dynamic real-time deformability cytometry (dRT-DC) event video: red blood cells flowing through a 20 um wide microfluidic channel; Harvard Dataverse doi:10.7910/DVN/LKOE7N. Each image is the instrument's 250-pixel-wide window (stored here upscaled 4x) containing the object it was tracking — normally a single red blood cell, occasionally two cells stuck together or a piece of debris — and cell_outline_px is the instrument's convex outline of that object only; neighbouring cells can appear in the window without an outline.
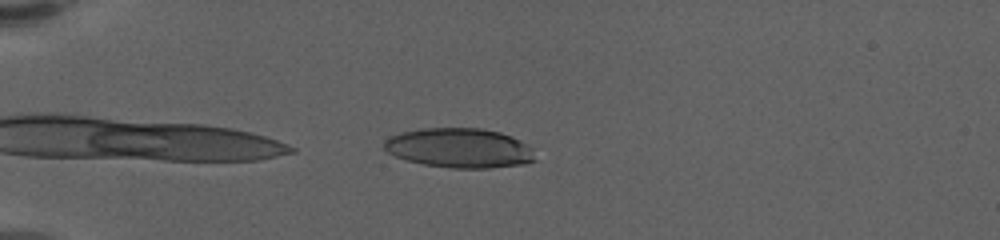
{"species": "human", "species_latin": "Homo sapiens", "temperature_condition": "warm", "stored_images_in_passage": 44, "camera_frame_rate_fps": 3000, "um_per_image_px": 0.085, "donor": {"sex": "female"}, "frame": {"image": 1, "passage_image": 2, "time_ms": 0.333, "image_size_px": [1000, 240], "cell_outline_px": [[536, 160], [524, 164], [488, 168], [452, 168], [424, 164], [408, 160], [396, 156], [388, 152], [384, 148], [384, 140], [400, 132], [424, 128], [480, 128], [500, 132], [512, 136], [528, 144], [532, 148]], "centroid_in_image_um": [39.09, 12.58], "position_along_channel_um": 45.9, "area_um2": 34.85}}
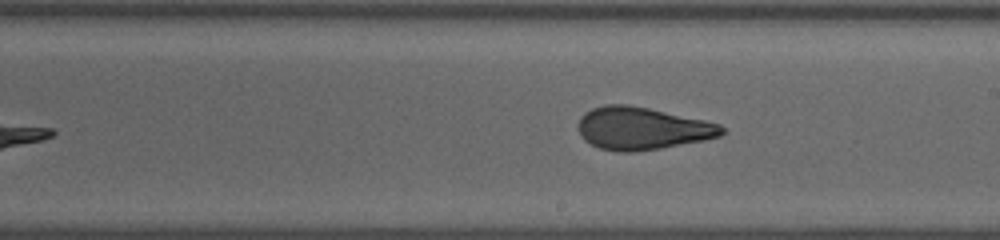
{"frame": {"image": 2, "passage_image": 21, "time_ms": 6.667, "image_size_px": [1000, 240], "cell_outline_px": [[724, 132], [720, 136], [704, 140], [660, 148], [636, 152], [616, 152], [600, 148], [584, 140], [580, 136], [576, 128], [580, 116], [584, 112], [592, 108], [604, 104], [624, 104], [648, 108], [704, 120], [720, 124], [724, 128]], "centroid_in_image_um": [54.52, 10.91], "position_along_channel_um": 234.5, "area_um2": 35.72}}
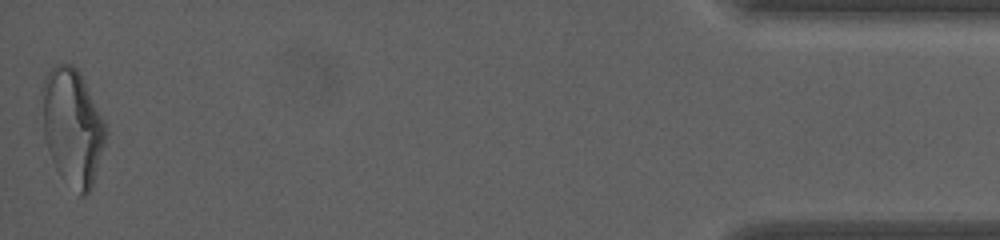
{"frame": {"image": 3, "passage_image": 44, "time_ms": 14.333, "image_size_px": [1000, 240], "cell_outline_px": [[108, 132], [92, 188], [84, 196], [80, 196], [60, 176], [52, 160], [44, 136], [40, 92], [40, 88], [48, 72], [56, 64], [72, 64], [80, 72]], "centroid_in_image_um": [6.13, 10.8], "position_along_channel_um": 429.1, "area_um2": 43.18}, "authors_computed_cell_mechanics": {"area_um2": 36.125, "velocity_mm_per_s": 3.5792, "shape_relaxation_time_tau1_ms": 7.4739, "shape_relaxation_time_tau2_ms": 1.3586, "deformation_change_tau1": 0.2358, "deformation_change_tau2": 0.087}}